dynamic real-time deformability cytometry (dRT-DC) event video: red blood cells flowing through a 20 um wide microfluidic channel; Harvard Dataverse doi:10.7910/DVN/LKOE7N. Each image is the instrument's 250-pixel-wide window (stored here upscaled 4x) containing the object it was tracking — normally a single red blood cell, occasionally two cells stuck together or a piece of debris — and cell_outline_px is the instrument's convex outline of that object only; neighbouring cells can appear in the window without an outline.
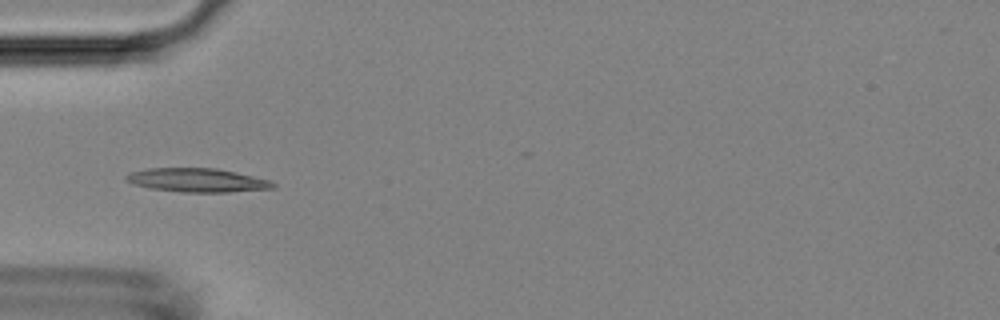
{"species": "Egyptian fruit bat (a non-hibernating species)", "species_latin": "Rousettus aegyptiacus", "temperature_condition": "room temperature", "stored_images_in_passage": 7, "camera_frame_rate_fps": 3000, "um_per_image_px": 0.085, "animal": {"sex": "female"}, "frame": {"image": 1, "passage_image": 6, "time_ms": 6.0, "image_size_px": [1000, 320], "cell_outline_px": [[276, 188], [228, 192], [180, 192], [148, 188], [132, 184], [124, 180], [124, 176], [132, 172], [144, 168], [216, 168], [236, 172], [272, 180], [276, 184]], "centroid_in_image_um": [16.76, 15.31], "position_along_channel_um": 68.2, "area_um2": 20.63}}